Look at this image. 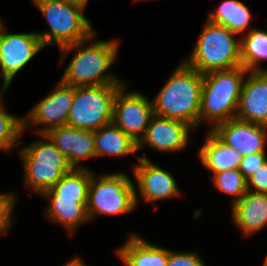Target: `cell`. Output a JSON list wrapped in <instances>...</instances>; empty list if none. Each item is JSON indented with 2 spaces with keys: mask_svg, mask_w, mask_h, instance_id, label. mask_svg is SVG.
I'll return each mask as SVG.
<instances>
[{
  "mask_svg": "<svg viewBox=\"0 0 267 266\" xmlns=\"http://www.w3.org/2000/svg\"><path fill=\"white\" fill-rule=\"evenodd\" d=\"M202 86L203 74L183 61L152 102L154 114L196 128L200 123Z\"/></svg>",
  "mask_w": 267,
  "mask_h": 266,
  "instance_id": "cell-1",
  "label": "cell"
},
{
  "mask_svg": "<svg viewBox=\"0 0 267 266\" xmlns=\"http://www.w3.org/2000/svg\"><path fill=\"white\" fill-rule=\"evenodd\" d=\"M79 41L62 47V54L71 50H79L73 56L72 61L66 68L61 81L73 87L96 86L107 84H124L117 77L106 74L107 69L113 64L117 56L118 41H97L93 44L80 48L92 38ZM104 73V74H103Z\"/></svg>",
  "mask_w": 267,
  "mask_h": 266,
  "instance_id": "cell-2",
  "label": "cell"
},
{
  "mask_svg": "<svg viewBox=\"0 0 267 266\" xmlns=\"http://www.w3.org/2000/svg\"><path fill=\"white\" fill-rule=\"evenodd\" d=\"M245 73L248 71L239 66L203 74L200 121L204 118L215 127L235 118Z\"/></svg>",
  "mask_w": 267,
  "mask_h": 266,
  "instance_id": "cell-3",
  "label": "cell"
},
{
  "mask_svg": "<svg viewBox=\"0 0 267 266\" xmlns=\"http://www.w3.org/2000/svg\"><path fill=\"white\" fill-rule=\"evenodd\" d=\"M227 27L206 20L189 60L184 62L201 74L241 66V41Z\"/></svg>",
  "mask_w": 267,
  "mask_h": 266,
  "instance_id": "cell-4",
  "label": "cell"
},
{
  "mask_svg": "<svg viewBox=\"0 0 267 266\" xmlns=\"http://www.w3.org/2000/svg\"><path fill=\"white\" fill-rule=\"evenodd\" d=\"M46 17L50 31L37 32L43 46L48 44L60 48L88 39L92 25L83 15L84 6L68 0H33Z\"/></svg>",
  "mask_w": 267,
  "mask_h": 266,
  "instance_id": "cell-5",
  "label": "cell"
},
{
  "mask_svg": "<svg viewBox=\"0 0 267 266\" xmlns=\"http://www.w3.org/2000/svg\"><path fill=\"white\" fill-rule=\"evenodd\" d=\"M45 140L34 142L21 148L20 153L24 164L25 184L39 194L51 189L64 174L73 167L66 156L58 150L45 134Z\"/></svg>",
  "mask_w": 267,
  "mask_h": 266,
  "instance_id": "cell-6",
  "label": "cell"
},
{
  "mask_svg": "<svg viewBox=\"0 0 267 266\" xmlns=\"http://www.w3.org/2000/svg\"><path fill=\"white\" fill-rule=\"evenodd\" d=\"M124 84L74 87V98L67 125L96 131L112 123L114 100Z\"/></svg>",
  "mask_w": 267,
  "mask_h": 266,
  "instance_id": "cell-7",
  "label": "cell"
},
{
  "mask_svg": "<svg viewBox=\"0 0 267 266\" xmlns=\"http://www.w3.org/2000/svg\"><path fill=\"white\" fill-rule=\"evenodd\" d=\"M138 197L132 180L123 172L99 177L91 172L88 189L87 214H123L132 212Z\"/></svg>",
  "mask_w": 267,
  "mask_h": 266,
  "instance_id": "cell-8",
  "label": "cell"
},
{
  "mask_svg": "<svg viewBox=\"0 0 267 266\" xmlns=\"http://www.w3.org/2000/svg\"><path fill=\"white\" fill-rule=\"evenodd\" d=\"M125 85L115 96L112 123L138 143L154 115L153 103L140 92L125 93Z\"/></svg>",
  "mask_w": 267,
  "mask_h": 266,
  "instance_id": "cell-9",
  "label": "cell"
},
{
  "mask_svg": "<svg viewBox=\"0 0 267 266\" xmlns=\"http://www.w3.org/2000/svg\"><path fill=\"white\" fill-rule=\"evenodd\" d=\"M4 26L0 20V66L3 72L2 88L8 90L13 77L44 46L37 32L3 33Z\"/></svg>",
  "mask_w": 267,
  "mask_h": 266,
  "instance_id": "cell-10",
  "label": "cell"
},
{
  "mask_svg": "<svg viewBox=\"0 0 267 266\" xmlns=\"http://www.w3.org/2000/svg\"><path fill=\"white\" fill-rule=\"evenodd\" d=\"M73 98L74 87L58 82L55 91L38 102L28 117L23 118V130L30 127L29 124H43L45 127L37 132L45 134L53 128L67 125Z\"/></svg>",
  "mask_w": 267,
  "mask_h": 266,
  "instance_id": "cell-11",
  "label": "cell"
},
{
  "mask_svg": "<svg viewBox=\"0 0 267 266\" xmlns=\"http://www.w3.org/2000/svg\"><path fill=\"white\" fill-rule=\"evenodd\" d=\"M267 126L235 118L221 122L211 131L226 145L234 148L241 156L265 153Z\"/></svg>",
  "mask_w": 267,
  "mask_h": 266,
  "instance_id": "cell-12",
  "label": "cell"
},
{
  "mask_svg": "<svg viewBox=\"0 0 267 266\" xmlns=\"http://www.w3.org/2000/svg\"><path fill=\"white\" fill-rule=\"evenodd\" d=\"M193 127L186 122L154 114L143 137L137 143V150L145 144L161 152L180 151L188 144L189 131Z\"/></svg>",
  "mask_w": 267,
  "mask_h": 266,
  "instance_id": "cell-13",
  "label": "cell"
},
{
  "mask_svg": "<svg viewBox=\"0 0 267 266\" xmlns=\"http://www.w3.org/2000/svg\"><path fill=\"white\" fill-rule=\"evenodd\" d=\"M235 117L267 126V71H250L243 81Z\"/></svg>",
  "mask_w": 267,
  "mask_h": 266,
  "instance_id": "cell-14",
  "label": "cell"
},
{
  "mask_svg": "<svg viewBox=\"0 0 267 266\" xmlns=\"http://www.w3.org/2000/svg\"><path fill=\"white\" fill-rule=\"evenodd\" d=\"M139 165L134 166V176L142 198L148 202L175 197L179 187L171 173L153 164L147 157H138Z\"/></svg>",
  "mask_w": 267,
  "mask_h": 266,
  "instance_id": "cell-15",
  "label": "cell"
},
{
  "mask_svg": "<svg viewBox=\"0 0 267 266\" xmlns=\"http://www.w3.org/2000/svg\"><path fill=\"white\" fill-rule=\"evenodd\" d=\"M45 135L66 156L73 168H85L78 163L82 159L96 157L93 131L65 125L53 128Z\"/></svg>",
  "mask_w": 267,
  "mask_h": 266,
  "instance_id": "cell-16",
  "label": "cell"
},
{
  "mask_svg": "<svg viewBox=\"0 0 267 266\" xmlns=\"http://www.w3.org/2000/svg\"><path fill=\"white\" fill-rule=\"evenodd\" d=\"M233 219L243 231L250 235L267 225V194L247 190L232 206Z\"/></svg>",
  "mask_w": 267,
  "mask_h": 266,
  "instance_id": "cell-17",
  "label": "cell"
},
{
  "mask_svg": "<svg viewBox=\"0 0 267 266\" xmlns=\"http://www.w3.org/2000/svg\"><path fill=\"white\" fill-rule=\"evenodd\" d=\"M128 240L117 249L126 266H167L168 250L147 242L135 233H131Z\"/></svg>",
  "mask_w": 267,
  "mask_h": 266,
  "instance_id": "cell-18",
  "label": "cell"
},
{
  "mask_svg": "<svg viewBox=\"0 0 267 266\" xmlns=\"http://www.w3.org/2000/svg\"><path fill=\"white\" fill-rule=\"evenodd\" d=\"M199 157L202 165L213 174L229 169H239L241 154L224 144L211 130L200 148Z\"/></svg>",
  "mask_w": 267,
  "mask_h": 266,
  "instance_id": "cell-19",
  "label": "cell"
},
{
  "mask_svg": "<svg viewBox=\"0 0 267 266\" xmlns=\"http://www.w3.org/2000/svg\"><path fill=\"white\" fill-rule=\"evenodd\" d=\"M96 157L103 155H135L137 143L119 127L110 123L93 131Z\"/></svg>",
  "mask_w": 267,
  "mask_h": 266,
  "instance_id": "cell-20",
  "label": "cell"
},
{
  "mask_svg": "<svg viewBox=\"0 0 267 266\" xmlns=\"http://www.w3.org/2000/svg\"><path fill=\"white\" fill-rule=\"evenodd\" d=\"M91 172L88 168H73L63 175L51 189L44 191L43 196H59L60 198L76 199L77 203L88 202V189Z\"/></svg>",
  "mask_w": 267,
  "mask_h": 266,
  "instance_id": "cell-21",
  "label": "cell"
},
{
  "mask_svg": "<svg viewBox=\"0 0 267 266\" xmlns=\"http://www.w3.org/2000/svg\"><path fill=\"white\" fill-rule=\"evenodd\" d=\"M50 197V205L46 210L50 220L62 224L68 233L72 232L81 223L89 220L87 214V203H77L76 199L60 198L59 196Z\"/></svg>",
  "mask_w": 267,
  "mask_h": 266,
  "instance_id": "cell-22",
  "label": "cell"
},
{
  "mask_svg": "<svg viewBox=\"0 0 267 266\" xmlns=\"http://www.w3.org/2000/svg\"><path fill=\"white\" fill-rule=\"evenodd\" d=\"M251 18L248 6L240 0H225L215 12L213 11L209 14L207 20L214 24L225 26L235 34H242L248 27Z\"/></svg>",
  "mask_w": 267,
  "mask_h": 266,
  "instance_id": "cell-23",
  "label": "cell"
},
{
  "mask_svg": "<svg viewBox=\"0 0 267 266\" xmlns=\"http://www.w3.org/2000/svg\"><path fill=\"white\" fill-rule=\"evenodd\" d=\"M240 41L241 66L248 72L267 71L259 67L261 60H267V32L253 28Z\"/></svg>",
  "mask_w": 267,
  "mask_h": 266,
  "instance_id": "cell-24",
  "label": "cell"
},
{
  "mask_svg": "<svg viewBox=\"0 0 267 266\" xmlns=\"http://www.w3.org/2000/svg\"><path fill=\"white\" fill-rule=\"evenodd\" d=\"M5 91L6 89H3L0 92V149L7 152L12 151L15 144H21V141L17 142V139L24 130L23 118L12 116L4 110L5 108L1 103V95H4Z\"/></svg>",
  "mask_w": 267,
  "mask_h": 266,
  "instance_id": "cell-25",
  "label": "cell"
},
{
  "mask_svg": "<svg viewBox=\"0 0 267 266\" xmlns=\"http://www.w3.org/2000/svg\"><path fill=\"white\" fill-rule=\"evenodd\" d=\"M213 182L219 191L235 196L233 204L244 196L247 189V179L239 169H229L213 174Z\"/></svg>",
  "mask_w": 267,
  "mask_h": 266,
  "instance_id": "cell-26",
  "label": "cell"
},
{
  "mask_svg": "<svg viewBox=\"0 0 267 266\" xmlns=\"http://www.w3.org/2000/svg\"><path fill=\"white\" fill-rule=\"evenodd\" d=\"M167 266H206L197 253H174L168 250Z\"/></svg>",
  "mask_w": 267,
  "mask_h": 266,
  "instance_id": "cell-27",
  "label": "cell"
},
{
  "mask_svg": "<svg viewBox=\"0 0 267 266\" xmlns=\"http://www.w3.org/2000/svg\"><path fill=\"white\" fill-rule=\"evenodd\" d=\"M15 201L13 194H0V233L6 232L11 225V212Z\"/></svg>",
  "mask_w": 267,
  "mask_h": 266,
  "instance_id": "cell-28",
  "label": "cell"
},
{
  "mask_svg": "<svg viewBox=\"0 0 267 266\" xmlns=\"http://www.w3.org/2000/svg\"><path fill=\"white\" fill-rule=\"evenodd\" d=\"M267 162L265 153L250 154L242 157L239 166L240 172L248 179L258 168Z\"/></svg>",
  "mask_w": 267,
  "mask_h": 266,
  "instance_id": "cell-29",
  "label": "cell"
},
{
  "mask_svg": "<svg viewBox=\"0 0 267 266\" xmlns=\"http://www.w3.org/2000/svg\"><path fill=\"white\" fill-rule=\"evenodd\" d=\"M247 189L267 194V162L247 179Z\"/></svg>",
  "mask_w": 267,
  "mask_h": 266,
  "instance_id": "cell-30",
  "label": "cell"
},
{
  "mask_svg": "<svg viewBox=\"0 0 267 266\" xmlns=\"http://www.w3.org/2000/svg\"><path fill=\"white\" fill-rule=\"evenodd\" d=\"M64 266H87L79 258H74L68 261Z\"/></svg>",
  "mask_w": 267,
  "mask_h": 266,
  "instance_id": "cell-31",
  "label": "cell"
},
{
  "mask_svg": "<svg viewBox=\"0 0 267 266\" xmlns=\"http://www.w3.org/2000/svg\"><path fill=\"white\" fill-rule=\"evenodd\" d=\"M68 1H71V2H74V3H77V4H80V5H82V6L85 7L88 0H68Z\"/></svg>",
  "mask_w": 267,
  "mask_h": 266,
  "instance_id": "cell-32",
  "label": "cell"
},
{
  "mask_svg": "<svg viewBox=\"0 0 267 266\" xmlns=\"http://www.w3.org/2000/svg\"><path fill=\"white\" fill-rule=\"evenodd\" d=\"M263 266H267V256L265 258V261H264V265Z\"/></svg>",
  "mask_w": 267,
  "mask_h": 266,
  "instance_id": "cell-33",
  "label": "cell"
}]
</instances>
